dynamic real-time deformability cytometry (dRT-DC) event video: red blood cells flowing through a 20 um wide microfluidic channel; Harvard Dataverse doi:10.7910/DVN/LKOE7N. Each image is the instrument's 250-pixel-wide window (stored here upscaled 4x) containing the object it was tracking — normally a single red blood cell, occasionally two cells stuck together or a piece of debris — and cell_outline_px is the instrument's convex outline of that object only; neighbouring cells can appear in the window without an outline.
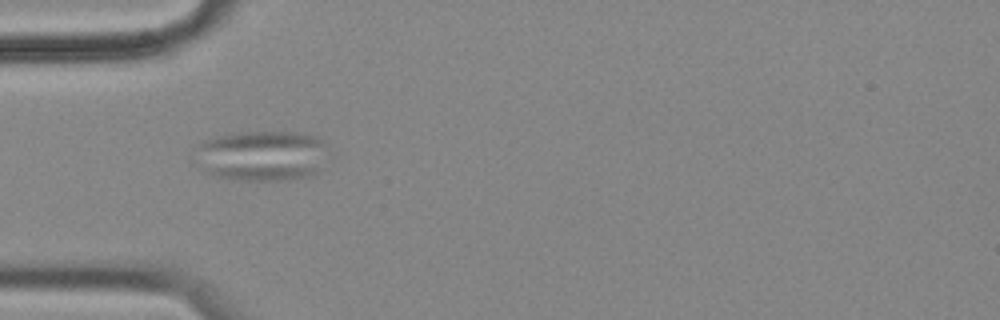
{"species": "common noctule bat (a hibernating species)", "species_latin": "Nyctalus noctula", "temperature_condition": "cold", "stored_images_in_passage": 58, "camera_frame_rate_fps": 3000, "um_per_image_px": 0.085, "animal": {"sex": "female", "body_mass_g": 18.4}, "frame": {"image": 1, "passage_image": 18, "time_ms": 5.667, "image_size_px": [1000, 320], "cell_outline_px": [[324, 144], [316, 172], [312, 176], [288, 180], [244, 180], [216, 176], [208, 172], [200, 144], [204, 140], [236, 132], [292, 132], [316, 136]], "centroid_in_image_um": [22.33, 13.23], "position_along_channel_um": 62.7, "area_um2": 37.17}}
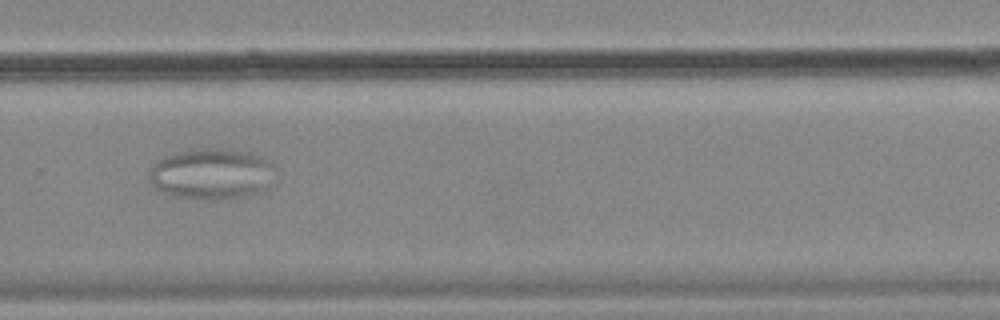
{"frame": {"image": 2, "passage_image": 40, "time_ms": 13.0, "image_size_px": [1000, 320], "cell_outline_px": [[268, 188], [260, 192], [248, 196], [224, 200], [196, 200], [176, 196], [164, 192], [148, 176], [152, 168], [164, 156], [176, 152], [208, 148], [220, 148], [248, 152], [260, 156], [268, 160]], "centroid_in_image_um": [17.96, 14.8], "position_along_channel_um": 311.8, "area_um2": 36.59}}
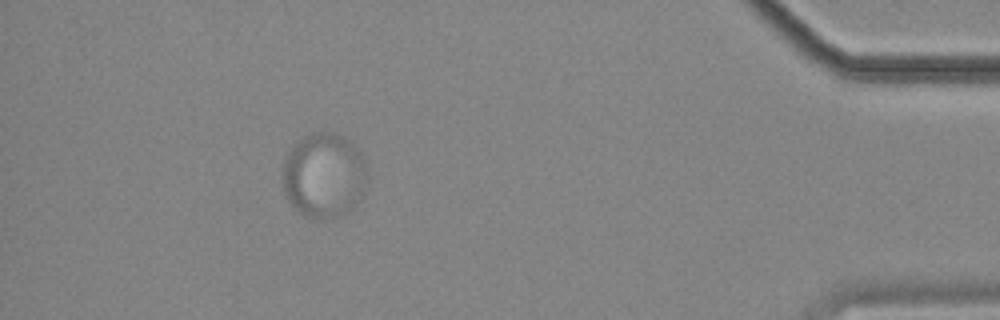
{"frame": {"image": 3, "passage_image": 53, "time_ms": 17.333, "image_size_px": [1000, 320], "cell_outline_px": [[364, 192], [352, 208], [344, 216], [324, 220], [316, 220], [292, 208], [284, 196], [284, 160], [292, 144], [304, 136], [312, 132], [336, 132], [344, 136], [364, 156]], "centroid_in_image_um": [27.51, 14.92], "position_along_channel_um": 407.7, "area_um2": 42.19}}